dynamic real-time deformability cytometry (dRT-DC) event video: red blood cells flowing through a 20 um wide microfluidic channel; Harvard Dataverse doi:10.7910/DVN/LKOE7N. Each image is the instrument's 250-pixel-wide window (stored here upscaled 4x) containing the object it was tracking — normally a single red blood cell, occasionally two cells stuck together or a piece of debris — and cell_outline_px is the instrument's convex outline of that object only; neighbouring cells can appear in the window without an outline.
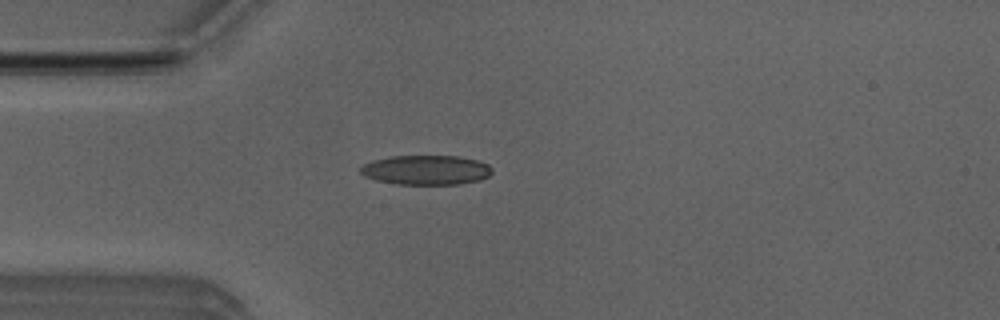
{"species": "Egyptian fruit bat (a non-hibernating species)", "species_latin": "Rousettus aegyptiacus", "temperature_condition": "room temperature", "stored_images_in_passage": 36, "camera_frame_rate_fps": 3000, "um_per_image_px": 0.085, "animal": {"sex": "male"}, "frame": {"image": 1, "passage_image": 4, "time_ms": 1.0, "image_size_px": [1000, 320], "cell_outline_px": [[492, 172], [488, 176], [480, 180], [460, 184], [396, 184], [376, 180], [364, 176], [360, 172], [360, 168], [364, 164], [372, 160], [392, 156], [456, 156], [480, 160], [488, 164], [492, 168]], "centroid_in_image_um": [36.23, 14.45], "position_along_channel_um": 48.8, "area_um2": 22.77}}
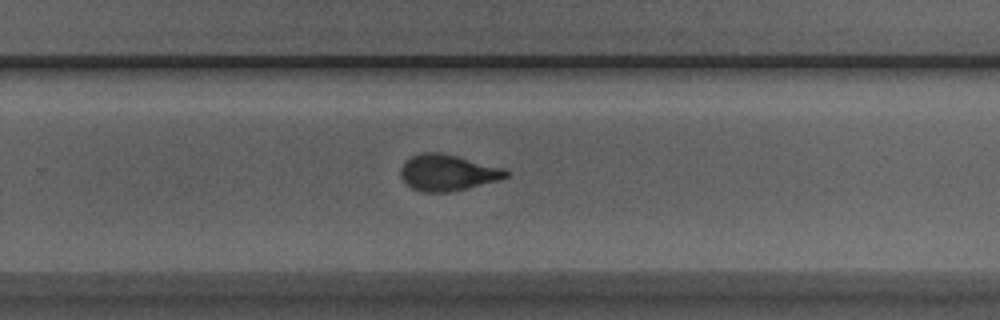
{"frame": {"image": 2, "passage_image": 23, "time_ms": 7.333, "image_size_px": [1000, 320], "cell_outline_px": [[512, 172], [508, 176], [500, 180], [452, 192], [424, 192], [412, 188], [400, 176], [400, 168], [404, 160], [420, 152], [440, 152], [504, 168]], "centroid_in_image_um": [38.05, 14.67], "position_along_channel_um": 291.7, "area_um2": 22.37}}
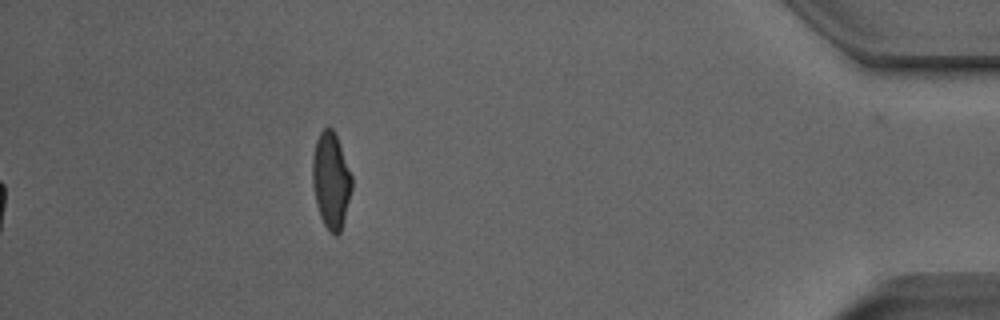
{"frame": {"image": 3, "passage_image": 36, "time_ms": 11.667, "image_size_px": [1000, 320], "cell_outline_px": [[352, 188], [344, 220], [340, 232], [336, 236], [328, 232], [320, 216], [316, 204], [312, 184], [312, 160], [316, 140], [320, 132], [324, 128], [332, 128], [336, 136], [352, 176]], "centroid_in_image_um": [28.12, 15.37], "position_along_channel_um": 407.1, "area_um2": 21.96}, "authors_computed_cell_mechanics": {"area_um2": 22.3686, "velocity_mm_per_s": 3.9967, "shape_relaxation_time_tau1_ms": 3.2907, "shape_relaxation_time_tau2_ms": 0.9699, "deformation_change_tau1": 0.1538, "deformation_change_tau2": 0.0715}}